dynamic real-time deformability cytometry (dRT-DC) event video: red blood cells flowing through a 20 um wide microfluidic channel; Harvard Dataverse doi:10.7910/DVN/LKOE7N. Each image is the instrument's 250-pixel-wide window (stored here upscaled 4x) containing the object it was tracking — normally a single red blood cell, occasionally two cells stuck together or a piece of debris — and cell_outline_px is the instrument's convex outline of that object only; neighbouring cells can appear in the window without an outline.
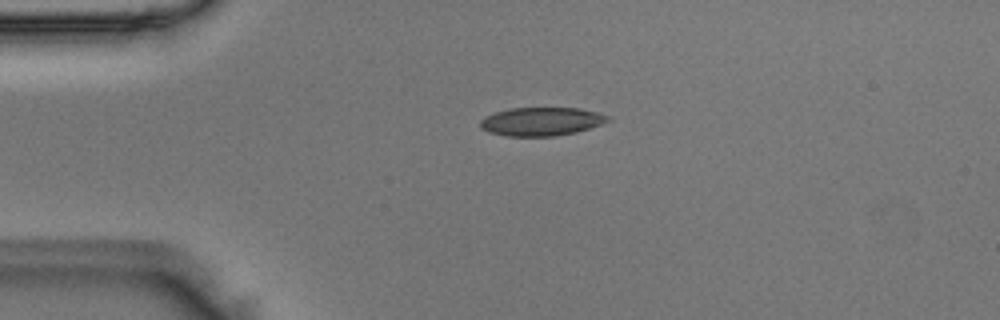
{"species": "Egyptian fruit bat (a non-hibernating species)", "species_latin": "Rousettus aegyptiacus", "temperature_condition": "room temperature", "stored_images_in_passage": 40, "camera_frame_rate_fps": 3000, "um_per_image_px": 0.085, "animal": {"sex": "male"}, "frame": {"image": 1, "passage_image": 1, "time_ms": 0.0, "image_size_px": [1000, 320], "cell_outline_px": [[612, 120], [576, 132], [556, 136], [504, 136], [488, 132], [480, 128], [480, 120], [484, 116], [496, 112], [512, 108], [580, 108], [612, 116]], "centroid_in_image_um": [46.01, 10.33], "position_along_channel_um": 39.0, "area_um2": 21.27}}
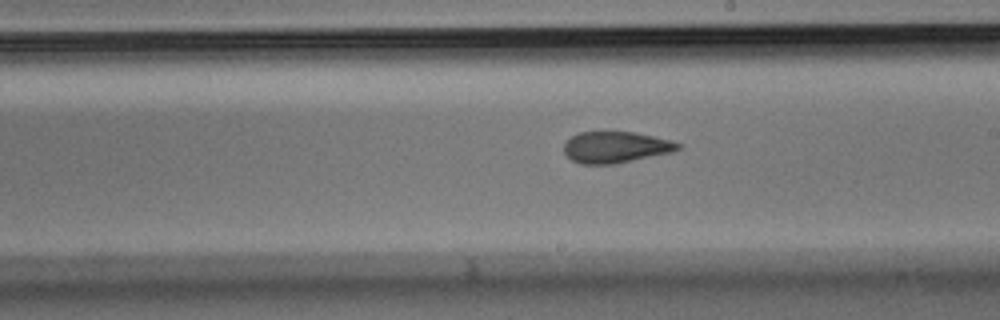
{"frame": {"image": 2, "passage_image": 18, "time_ms": 5.667, "image_size_px": [1000, 320], "cell_outline_px": [[680, 148], [672, 152], [616, 164], [580, 164], [572, 160], [564, 152], [564, 144], [576, 132], [632, 132], [672, 140], [680, 144]], "centroid_in_image_um": [52.32, 12.52], "position_along_channel_um": 236.7, "area_um2": 20.75}}
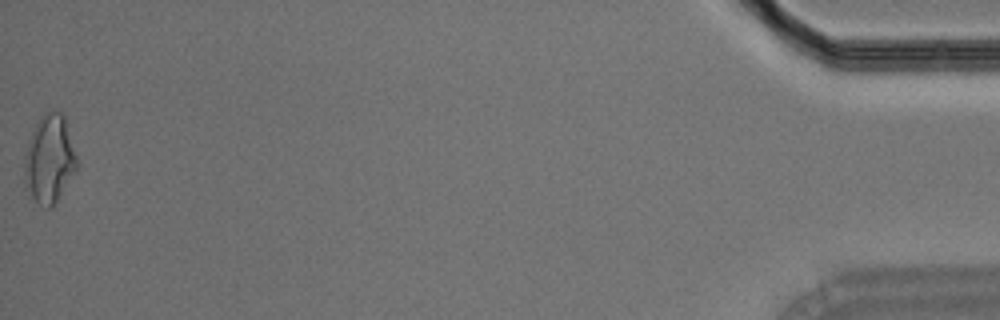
{"frame": {"image": 3, "passage_image": 40, "time_ms": 13.0, "image_size_px": [1000, 320], "cell_outline_px": [[76, 168], [52, 208], [48, 208], [40, 204], [32, 196], [24, 184], [24, 156], [28, 140], [40, 116], [48, 112], [60, 112], [64, 116], [76, 156]], "centroid_in_image_um": [4.16, 13.52], "position_along_channel_um": 431.0, "area_um2": 26.3}}